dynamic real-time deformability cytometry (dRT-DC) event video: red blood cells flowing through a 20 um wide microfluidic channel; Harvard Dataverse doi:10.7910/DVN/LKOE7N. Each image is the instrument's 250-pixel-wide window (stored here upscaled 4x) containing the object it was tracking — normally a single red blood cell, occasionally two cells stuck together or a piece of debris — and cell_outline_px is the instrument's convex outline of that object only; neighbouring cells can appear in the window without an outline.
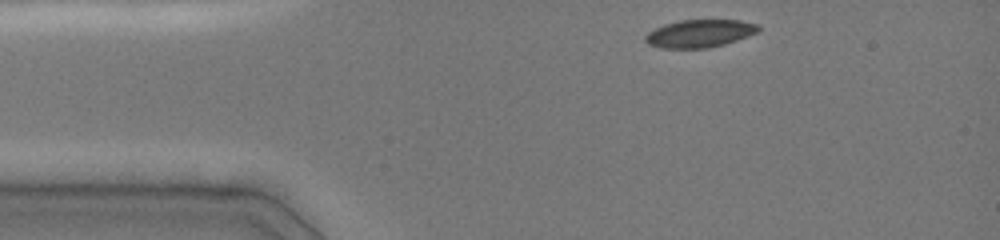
{"species": "common noctule bat (a hibernating species)", "species_latin": "Nyctalus noctula", "temperature_condition": "cold", "stored_images_in_passage": 35, "camera_frame_rate_fps": 3000, "um_per_image_px": 0.085, "animal": {"sex": "female", "body_mass_g": 19.0, "forearm_length_mm": 51.5}, "frame": {"image": 1, "passage_image": 1, "time_ms": 0.0, "image_size_px": [1000, 240], "cell_outline_px": [[760, 28], [756, 32], [748, 36], [724, 44], [708, 48], [660, 48], [648, 44], [644, 40], [644, 36], [648, 32], [664, 24], [680, 20], [740, 20], [756, 24]], "centroid_in_image_um": [59.43, 2.85], "position_along_channel_um": 25.6, "area_um2": 18.21}}
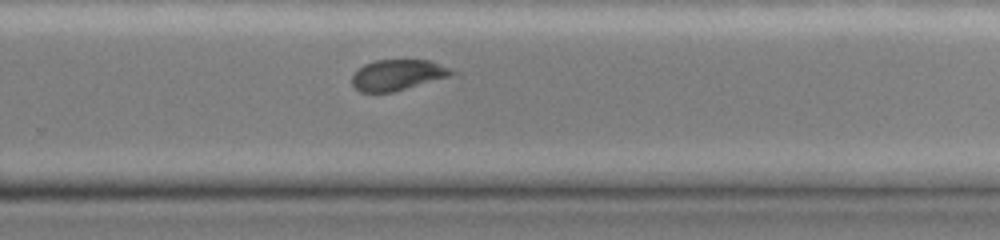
{"frame": {"image": 2, "passage_image": 25, "time_ms": 8.0, "image_size_px": [1000, 240], "cell_outline_px": [[464, 76], [392, 92], [360, 92], [352, 84], [352, 76], [364, 64], [376, 60], [432, 60], [460, 72]], "centroid_in_image_um": [34.03, 6.38], "position_along_channel_um": 295.8, "area_um2": 18.84}}
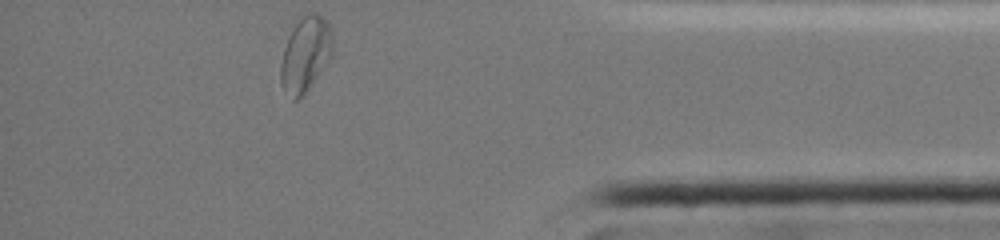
{"frame": {"image": 3, "passage_image": 35, "time_ms": 11.333, "image_size_px": [1000, 240], "cell_outline_px": [[332, 56], [304, 96], [296, 100], [292, 100], [280, 84], [280, 64], [284, 48], [296, 24], [308, 12], [312, 12], [328, 20], [332, 32]], "centroid_in_image_um": [25.97, 4.66], "position_along_channel_um": 409.2, "area_um2": 22.66}, "authors_computed_cell_mechanics": {"area_um2": 19.8254, "velocity_mm_per_s": 3.9987, "shape_relaxation_time_tau1_ms": 1.7295, "shape_relaxation_time_tau2_ms": 2.7239, "deformation_change_tau1": 0.0753, "deformation_change_tau2": 0.0575}}